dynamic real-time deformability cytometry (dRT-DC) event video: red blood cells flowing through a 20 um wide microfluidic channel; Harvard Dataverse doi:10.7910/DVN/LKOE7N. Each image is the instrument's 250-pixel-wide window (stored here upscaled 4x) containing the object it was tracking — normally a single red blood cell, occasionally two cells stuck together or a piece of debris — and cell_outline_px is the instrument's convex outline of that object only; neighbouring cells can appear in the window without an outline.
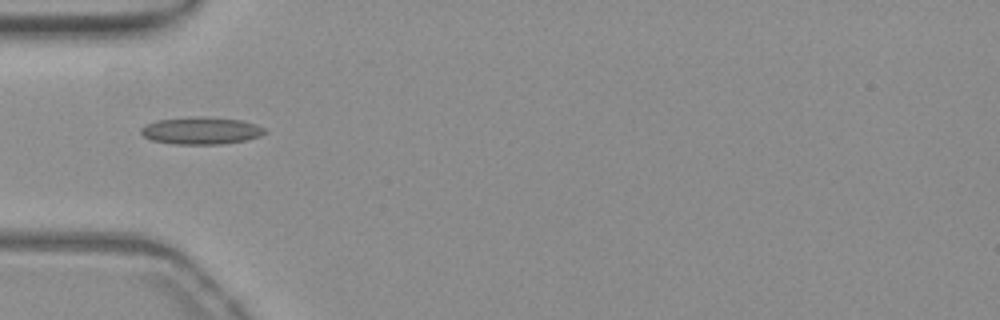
{"species": "common noctule bat (a hibernating species)", "species_latin": "Nyctalus noctula", "temperature_condition": "warm", "stored_images_in_passage": 37, "camera_frame_rate_fps": 3000, "um_per_image_px": 0.085, "animal": {"sex": "female", "body_mass_g": 19.3, "forearm_length_mm": 54.1}, "frame": {"image": 1, "passage_image": 1, "time_ms": 0.0, "image_size_px": [1000, 320], "cell_outline_px": [[268, 132], [260, 136], [248, 140], [220, 144], [176, 144], [152, 140], [144, 136], [140, 132], [140, 128], [144, 124], [156, 120], [244, 120], [256, 124], [264, 128]], "centroid_in_image_um": [17.12, 11.17], "position_along_channel_um": 67.9, "area_um2": 18.55}}
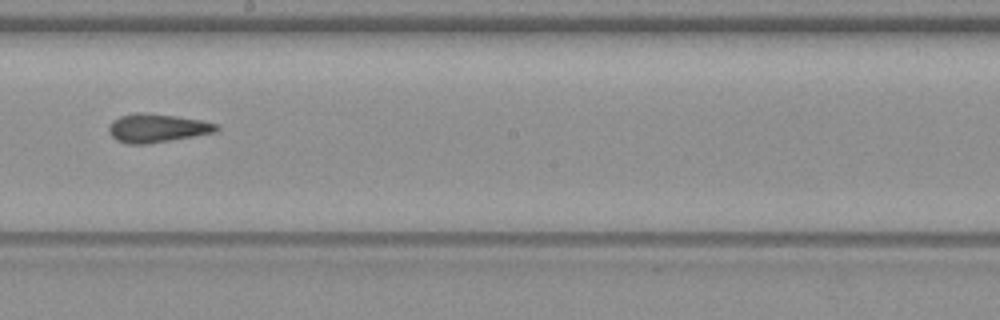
{"frame": {"image": 2, "passage_image": 14, "time_ms": 4.333, "image_size_px": [1000, 320], "cell_outline_px": [[220, 128], [216, 132], [148, 144], [128, 144], [116, 140], [108, 132], [108, 128], [112, 120], [120, 116], [136, 112], [140, 112], [176, 116], [200, 120], [220, 124]], "centroid_in_image_um": [13.35, 10.89], "position_along_channel_um": 234.9, "area_um2": 17.98}}
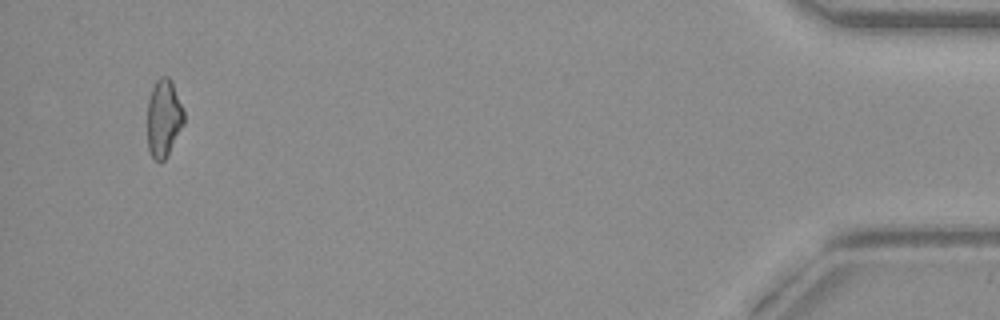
{"frame": {"image": 3, "passage_image": 35, "time_ms": 11.333, "image_size_px": [1000, 320], "cell_outline_px": [[184, 124], [168, 156], [160, 164], [152, 156], [148, 148], [148, 100], [152, 88], [156, 80], [160, 76], [168, 76], [172, 84], [184, 112]], "centroid_in_image_um": [13.91, 10.09], "position_along_channel_um": 421.3, "area_um2": 16.47}, "authors_computed_cell_mechanics": {"area_um2": 17.34, "velocity_mm_per_s": 3.8435, "shape_relaxation_time_tau1_ms": null, "shape_relaxation_time_tau2_ms": 3.348, "deformation_change_tau1": null, "deformation_change_tau2": 0.1126}}